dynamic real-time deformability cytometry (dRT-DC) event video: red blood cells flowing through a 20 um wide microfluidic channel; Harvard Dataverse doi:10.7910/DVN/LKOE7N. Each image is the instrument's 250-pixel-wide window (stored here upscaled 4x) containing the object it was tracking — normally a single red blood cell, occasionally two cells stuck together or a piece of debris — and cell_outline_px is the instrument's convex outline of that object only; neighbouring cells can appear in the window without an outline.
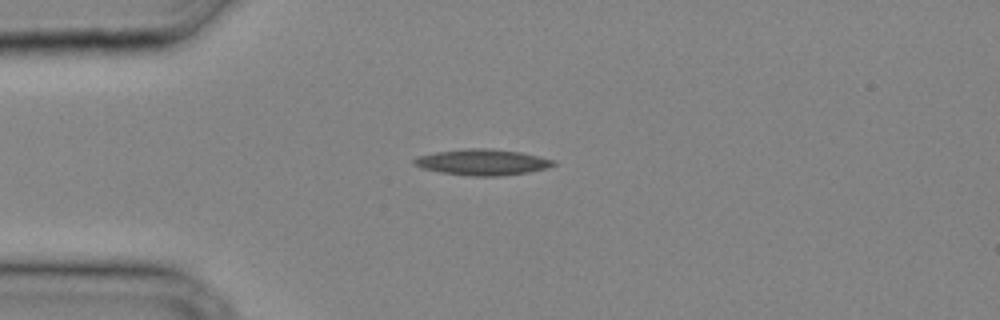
{"species": "common noctule bat (a hibernating species)", "species_latin": "Nyctalus noctula", "temperature_condition": "cold", "stored_images_in_passage": 32, "camera_frame_rate_fps": 3000, "um_per_image_px": 0.085, "animal": {"sex": "male", "body_mass_g": 20.4}, "frame": {"image": 1, "passage_image": 8, "time_ms": 2.333, "image_size_px": [1000, 320], "cell_outline_px": [[556, 164], [548, 168], [528, 172], [500, 176], [468, 176], [440, 172], [420, 168], [412, 164], [412, 160], [416, 156], [436, 152], [472, 148], [484, 148], [520, 152], [540, 156], [556, 160]], "centroid_in_image_um": [40.99, 13.79], "position_along_channel_um": 44.0, "area_um2": 21.21}}
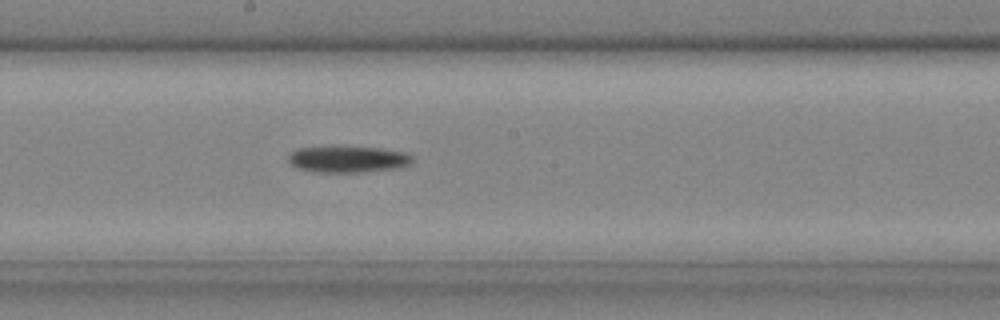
{"frame": {"image": 2, "passage_image": 18, "time_ms": 5.667, "image_size_px": [1000, 320], "cell_outline_px": [[412, 164], [400, 168], [360, 172], [316, 172], [300, 168], [292, 164], [288, 160], [288, 152], [296, 148], [380, 148], [404, 152], [412, 156]], "centroid_in_image_um": [29.6, 13.55], "position_along_channel_um": 218.6, "area_um2": 18.73}}
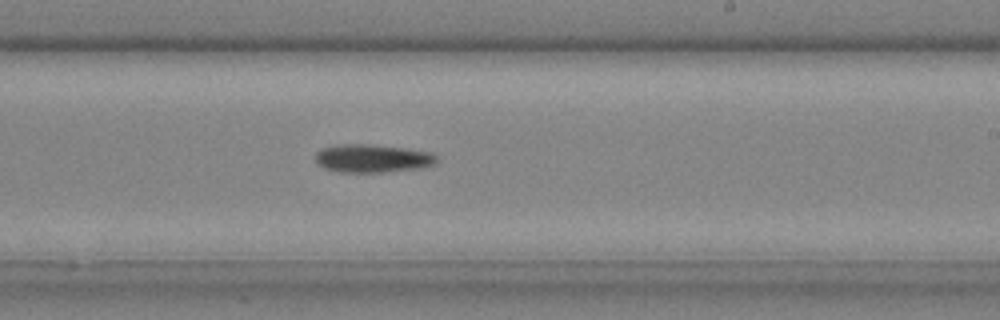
{"frame": {"image": 3, "passage_image": 20, "time_ms": 6.333, "image_size_px": [1000, 320], "cell_outline_px": [[436, 164], [424, 168], [388, 172], [340, 172], [324, 168], [316, 164], [316, 152], [320, 148], [340, 144], [368, 144], [404, 148], [432, 152], [436, 156]], "centroid_in_image_um": [31.66, 13.47], "position_along_channel_um": 257.3, "area_um2": 20.17}}